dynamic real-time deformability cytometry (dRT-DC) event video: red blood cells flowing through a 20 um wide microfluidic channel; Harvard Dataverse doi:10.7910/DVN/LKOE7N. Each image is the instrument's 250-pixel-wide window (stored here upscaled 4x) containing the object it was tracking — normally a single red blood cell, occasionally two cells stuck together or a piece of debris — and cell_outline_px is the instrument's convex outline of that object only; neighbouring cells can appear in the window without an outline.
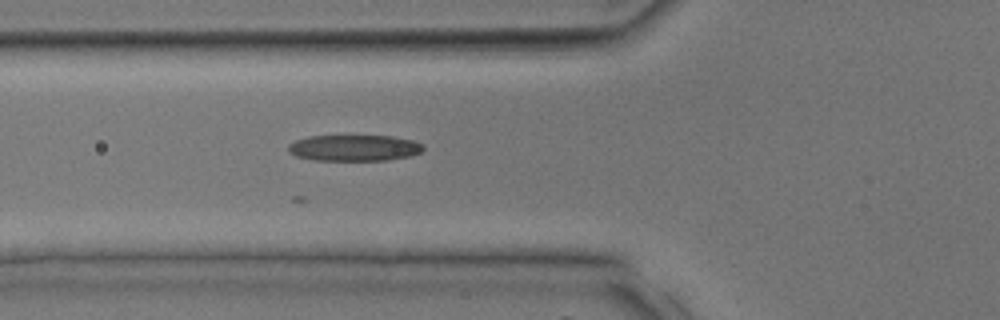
{"species": "common noctule bat (a hibernating species)", "species_latin": "Nyctalus noctula", "temperature_condition": "room temperature", "stored_images_in_passage": 23, "camera_frame_rate_fps": 3000, "um_per_image_px": 0.085, "animal": {"sex": "male", "body_mass_g": 17.9, "forearm_length_mm": 54.2}, "frame": {"image": 1, "passage_image": 7, "time_ms": 2.0, "image_size_px": [1000, 320], "cell_outline_px": [[424, 148], [420, 152], [412, 156], [388, 160], [316, 160], [296, 156], [288, 152], [288, 144], [296, 140], [308, 136], [392, 136], [412, 140], [424, 144]], "centroid_in_image_um": [30.12, 12.57], "position_along_channel_um": 95.7, "area_um2": 20.63}}
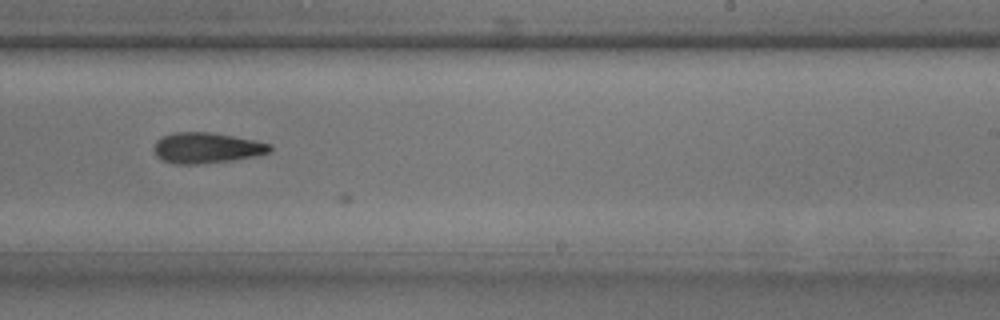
{"frame": {"image": 2, "passage_image": 16, "time_ms": 5.0, "image_size_px": [1000, 320], "cell_outline_px": [[272, 152], [256, 156], [228, 160], [196, 164], [176, 164], [164, 160], [156, 156], [152, 148], [156, 140], [160, 136], [172, 132], [212, 132], [256, 140], [272, 144]], "centroid_in_image_um": [17.55, 12.55], "position_along_channel_um": 271.4, "area_um2": 20.92}}
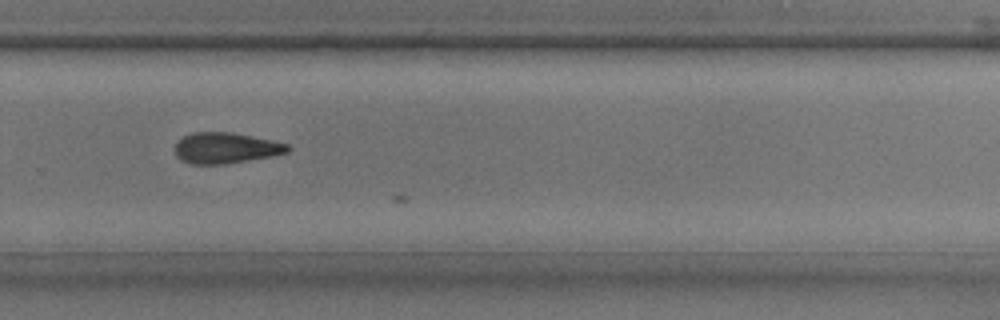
{"frame": {"image": 3, "passage_image": 18, "time_ms": 5.667, "image_size_px": [1000, 320], "cell_outline_px": [[292, 148], [288, 152], [272, 156], [224, 164], [188, 164], [180, 160], [176, 156], [176, 144], [184, 136], [192, 132], [232, 132], [272, 140], [288, 144]], "centroid_in_image_um": [19.2, 12.58], "position_along_channel_um": 310.6, "area_um2": 20.29}}